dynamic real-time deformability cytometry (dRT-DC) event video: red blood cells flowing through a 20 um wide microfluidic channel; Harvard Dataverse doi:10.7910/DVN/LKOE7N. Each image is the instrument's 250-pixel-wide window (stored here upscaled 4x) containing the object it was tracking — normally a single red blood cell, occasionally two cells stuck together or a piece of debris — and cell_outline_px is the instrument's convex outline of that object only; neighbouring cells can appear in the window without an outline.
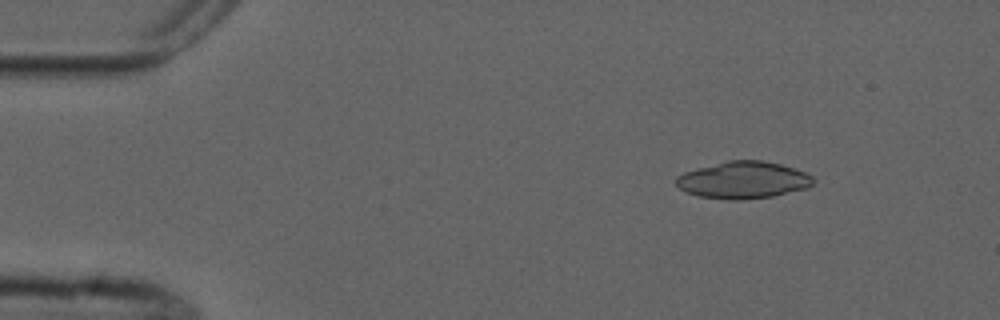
{"species": "common noctule bat (a hibernating species)", "species_latin": "Nyctalus noctula", "temperature_condition": "cold", "stored_images_in_passage": 5, "camera_frame_rate_fps": 3000, "um_per_image_px": 0.085, "animal": {"sex": "male", "forearm_length_mm": 52.5}, "frame": {"image": 1, "passage_image": 2, "time_ms": 2.0, "image_size_px": [1000, 320], "cell_outline_px": [[816, 180], [808, 188], [772, 196], [740, 200], [728, 200], [700, 196], [688, 192], [680, 188], [676, 184], [676, 176], [684, 172], [696, 168], [728, 160], [764, 160], [796, 168], [812, 176]], "centroid_in_image_um": [63.19, 15.29], "position_along_channel_um": 21.8, "area_um2": 29.65}}